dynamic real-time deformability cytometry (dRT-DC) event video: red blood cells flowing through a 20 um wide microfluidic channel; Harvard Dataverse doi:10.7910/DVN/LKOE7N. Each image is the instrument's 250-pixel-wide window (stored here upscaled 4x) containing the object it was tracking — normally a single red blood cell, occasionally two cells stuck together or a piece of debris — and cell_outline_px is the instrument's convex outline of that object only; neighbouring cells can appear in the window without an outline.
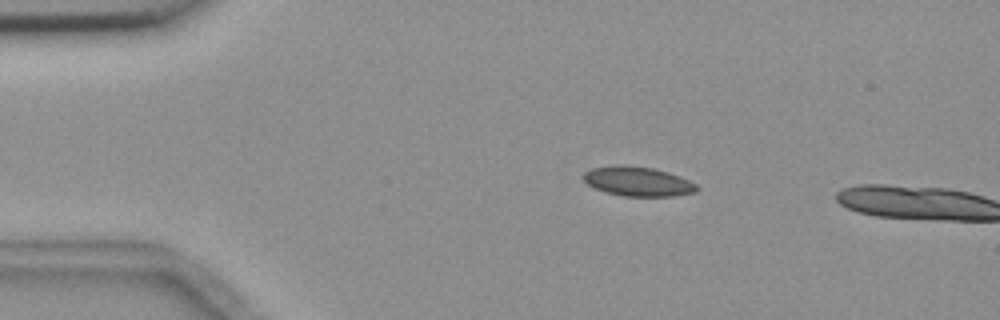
{"species": "common noctule bat (a hibernating species)", "species_latin": "Nyctalus noctula", "temperature_condition": "room temperature", "stored_images_in_passage": 3, "camera_frame_rate_fps": 3000, "um_per_image_px": 0.085, "animal": {"sex": "female", "body_mass_g": 18.4}, "frame": {"image": 1, "passage_image": 2, "time_ms": 1.667, "image_size_px": [1000, 320], "cell_outline_px": [[700, 188], [696, 192], [672, 196], [620, 196], [604, 192], [588, 184], [580, 176], [584, 172], [592, 168], [612, 164], [624, 164], [652, 168], [668, 172], [680, 176], [696, 184]], "centroid_in_image_um": [54.18, 15.41], "position_along_channel_um": 30.8, "area_um2": 19.77}}